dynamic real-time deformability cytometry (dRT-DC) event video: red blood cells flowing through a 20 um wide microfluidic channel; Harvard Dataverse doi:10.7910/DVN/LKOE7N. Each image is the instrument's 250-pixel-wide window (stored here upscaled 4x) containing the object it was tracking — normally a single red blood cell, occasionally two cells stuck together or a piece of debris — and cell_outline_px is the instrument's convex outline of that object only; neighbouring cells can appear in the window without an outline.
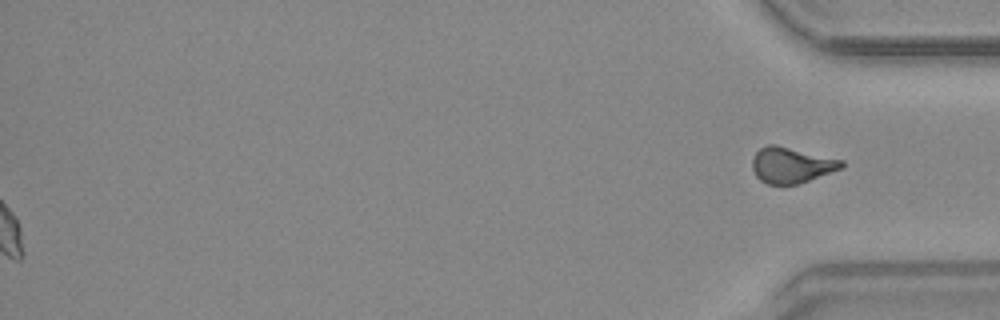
{"species": "common noctule bat (a hibernating species)", "species_latin": "Nyctalus noctula", "temperature_condition": "warm", "stored_images_in_passage": 55, "segment_of_instrument_passage": [2, 2], "camera_frame_rate_fps": 3000, "um_per_image_px": 0.085, "animal": {"sex": "male", "body_mass_g": 20.4}, "frame": {"image": 1, "passage_image": 55, "time_ms": 18.0, "image_size_px": [1000, 320], "cell_outline_px": [[844, 168], [796, 184], [768, 184], [760, 180], [756, 176], [752, 168], [752, 160], [756, 152], [760, 148], [768, 144], [776, 144], [844, 160]], "centroid_in_image_um": [67.27, 14.02], "position_along_channel_um": 367.9, "area_um2": 18.61}}